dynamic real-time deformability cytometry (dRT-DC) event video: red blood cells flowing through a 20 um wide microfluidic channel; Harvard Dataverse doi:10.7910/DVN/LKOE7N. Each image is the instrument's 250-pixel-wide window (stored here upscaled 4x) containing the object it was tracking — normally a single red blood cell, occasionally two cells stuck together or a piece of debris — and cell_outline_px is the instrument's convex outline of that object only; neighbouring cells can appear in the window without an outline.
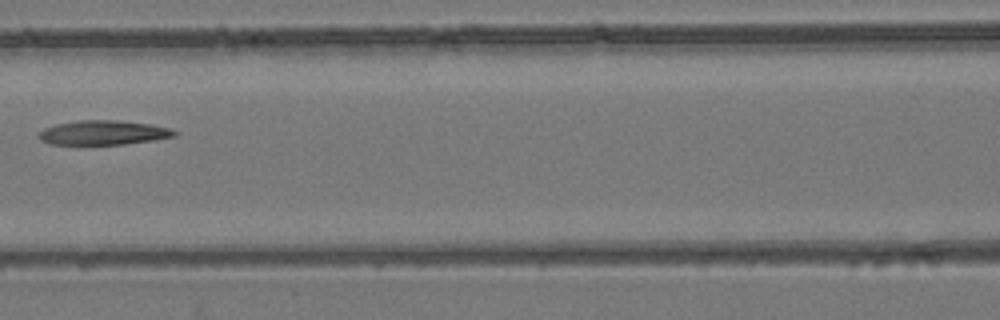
{"species": "common noctule bat (a hibernating species)", "species_latin": "Nyctalus noctula", "temperature_condition": "room temperature", "stored_images_in_passage": 7, "camera_frame_rate_fps": 3000, "um_per_image_px": 0.085, "animal": {"sex": "female", "body_mass_g": 24.6, "forearm_length_mm": 56.2}, "frame": {"image": 1, "passage_image": 6, "time_ms": 1.667, "image_size_px": [1000, 320], "cell_outline_px": [[176, 136], [152, 140], [124, 144], [48, 144], [40, 140], [36, 136], [44, 128], [56, 124], [80, 120], [120, 120], [148, 124], [172, 128], [176, 132]], "centroid_in_image_um": [8.75, 11.27], "position_along_channel_um": 157.8, "area_um2": 19.25}}
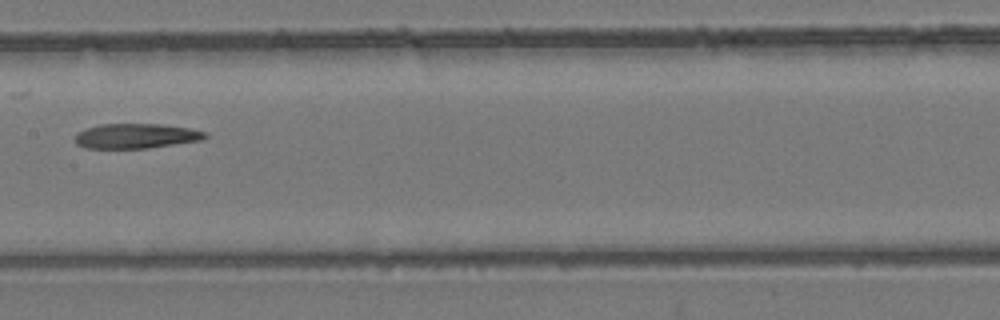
{"frame": {"image": 2, "passage_image": 7, "time_ms": 2.0, "image_size_px": [1000, 320], "cell_outline_px": [[208, 136], [204, 140], [148, 148], [84, 148], [76, 144], [76, 132], [100, 124], [164, 124], [188, 128], [208, 132]], "centroid_in_image_um": [11.6, 11.56], "position_along_channel_um": 195.8, "area_um2": 18.96}}